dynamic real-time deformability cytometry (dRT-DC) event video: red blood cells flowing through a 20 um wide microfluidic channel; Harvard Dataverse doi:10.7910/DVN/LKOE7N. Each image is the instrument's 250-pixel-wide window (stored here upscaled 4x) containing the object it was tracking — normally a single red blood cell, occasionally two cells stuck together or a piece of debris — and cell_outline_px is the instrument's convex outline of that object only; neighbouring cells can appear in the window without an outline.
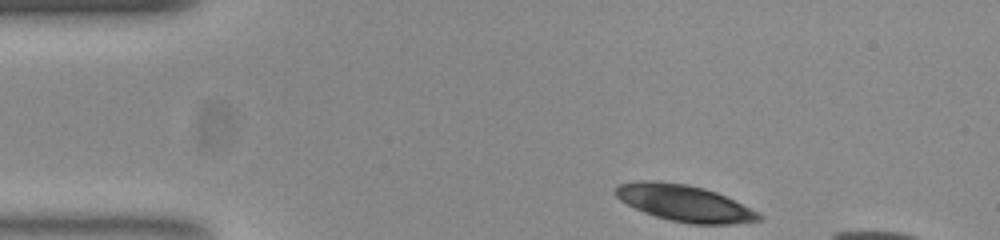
{"species": "common noctule bat (a hibernating species)", "species_latin": "Nyctalus noctula", "temperature_condition": "room temperature", "stored_images_in_passage": 8, "camera_frame_rate_fps": 3000, "um_per_image_px": 0.085, "animal": {"sex": "female", "body_mass_g": 23.0, "forearm_length_mm": 53.4}, "frame": {"image": 1, "passage_image": 1, "time_ms": 0.0, "image_size_px": [1000, 240], "cell_outline_px": [[760, 220], [728, 224], [692, 224], [672, 220], [656, 216], [644, 212], [620, 200], [616, 196], [616, 188], [620, 184], [684, 184], [716, 192], [756, 212], [760, 216]], "centroid_in_image_um": [58.22, 17.33], "position_along_channel_um": 26.8, "area_um2": 28.38}}